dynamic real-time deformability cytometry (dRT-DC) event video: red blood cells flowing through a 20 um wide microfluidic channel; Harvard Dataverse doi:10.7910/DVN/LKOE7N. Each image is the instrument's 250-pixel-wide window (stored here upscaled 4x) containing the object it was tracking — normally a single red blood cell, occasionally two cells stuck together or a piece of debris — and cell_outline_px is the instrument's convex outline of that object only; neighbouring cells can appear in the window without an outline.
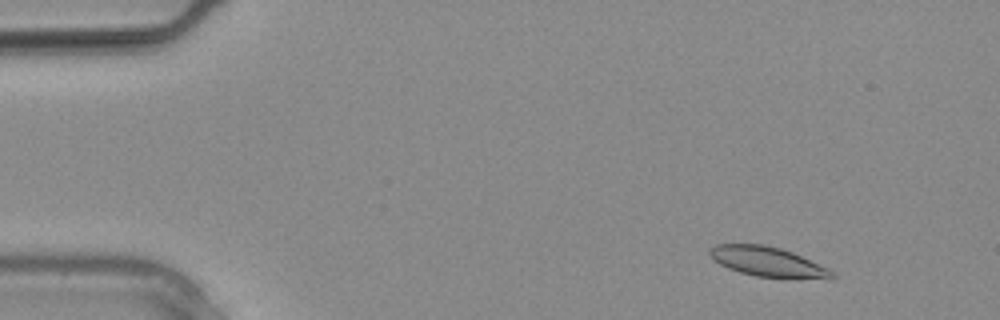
{"species": "common noctule bat (a hibernating species)", "species_latin": "Nyctalus noctula", "temperature_condition": "warm", "stored_images_in_passage": 11, "camera_frame_rate_fps": 3000, "um_per_image_px": 0.085, "animal": {"sex": "male", "body_mass_g": 20.4}, "frame": {"image": 1, "passage_image": 2, "time_ms": 0.333, "image_size_px": [1000, 320], "cell_outline_px": [[836, 276], [832, 280], [756, 276], [740, 272], [728, 268], [720, 264], [708, 252], [716, 244], [764, 244], [780, 248], [792, 252], [828, 268]], "centroid_in_image_um": [65.32, 22.26], "position_along_channel_um": 19.7, "area_um2": 21.1}}
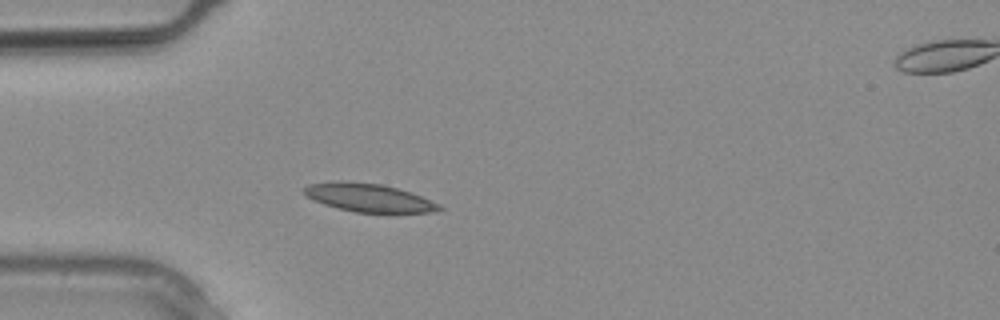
{"frame": {"image": 2, "passage_image": 7, "time_ms": 2.0, "image_size_px": [1000, 320], "cell_outline_px": [[444, 208], [432, 212], [356, 212], [324, 204], [308, 196], [300, 188], [308, 184], [336, 180], [344, 180], [380, 184], [412, 192], [440, 204]], "centroid_in_image_um": [31.33, 16.78], "position_along_channel_um": 53.7, "area_um2": 22.14}}
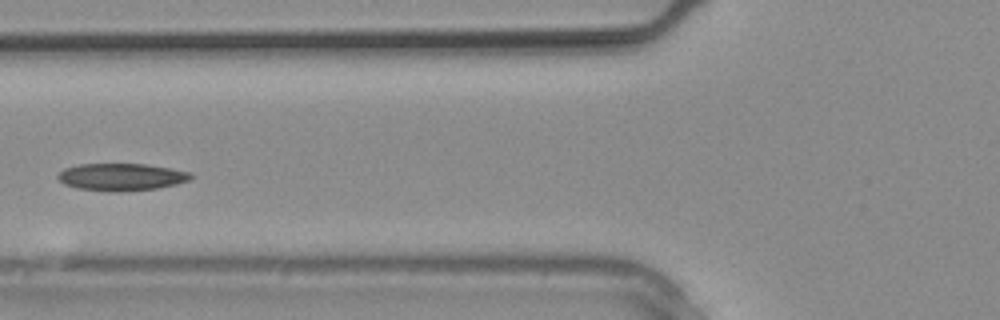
{"frame": {"image": 3, "passage_image": 10, "time_ms": 3.0, "image_size_px": [1000, 320], "cell_outline_px": [[192, 176], [188, 180], [176, 184], [156, 188], [120, 192], [108, 192], [80, 188], [64, 184], [56, 176], [64, 168], [80, 164], [144, 164], [192, 172]], "centroid_in_image_um": [10.3, 15.04], "position_along_channel_um": 115.5, "area_um2": 20.98}}